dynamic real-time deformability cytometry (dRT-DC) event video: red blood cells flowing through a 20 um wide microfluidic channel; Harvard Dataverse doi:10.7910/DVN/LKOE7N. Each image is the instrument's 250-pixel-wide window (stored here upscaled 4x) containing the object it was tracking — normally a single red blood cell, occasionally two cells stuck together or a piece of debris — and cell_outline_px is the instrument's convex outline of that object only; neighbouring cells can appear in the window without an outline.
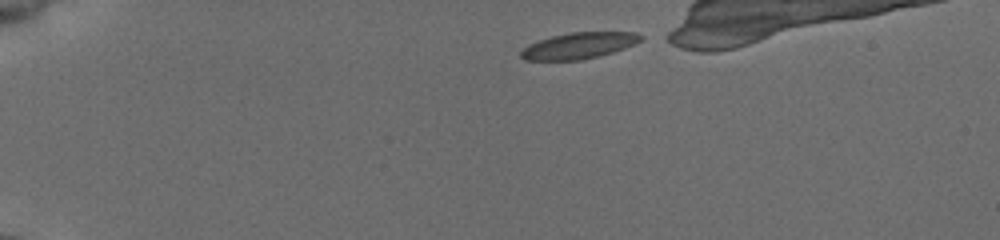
{"species": "common noctule bat (a hibernating species)", "species_latin": "Nyctalus noctula", "temperature_condition": "cold", "stored_images_in_passage": 38, "camera_frame_rate_fps": 3000, "um_per_image_px": 0.085, "animal": {"sex": "female", "body_mass_g": 19.5, "forearm_length_mm": 54.1}, "frame": {"image": 1, "passage_image": 1, "time_ms": 0.0, "image_size_px": [1000, 240], "cell_outline_px": [[644, 36], [636, 44], [612, 52], [580, 60], [524, 60], [520, 56], [520, 52], [528, 44], [552, 36], [568, 32], [636, 32]], "centroid_in_image_um": [49.2, 3.87], "position_along_channel_um": 35.8, "area_um2": 18.21}}
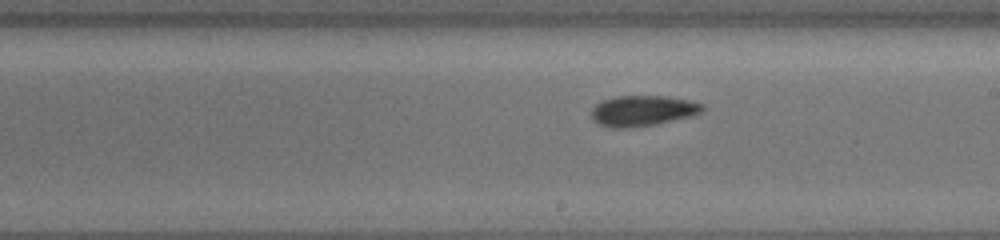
{"frame": {"image": 2, "passage_image": 22, "time_ms": 7.0, "image_size_px": [1000, 240], "cell_outline_px": [[704, 108], [700, 112], [692, 116], [656, 124], [624, 128], [612, 128], [600, 124], [592, 120], [592, 108], [600, 100], [616, 96], [668, 96], [688, 100], [704, 104]], "centroid_in_image_um": [54.61, 9.4], "position_along_channel_um": 234.4, "area_um2": 19.83}}
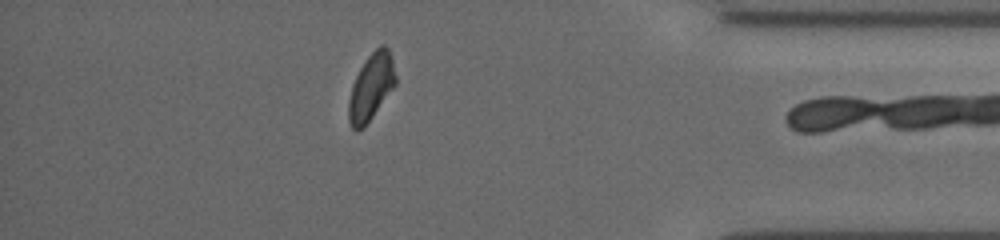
{"frame": {"image": 3, "passage_image": 37, "time_ms": 12.0, "image_size_px": [1000, 240], "cell_outline_px": [[396, 84], [372, 116], [356, 132], [352, 128], [348, 120], [348, 100], [352, 84], [360, 68], [368, 56], [380, 44], [384, 44], [388, 48], [392, 60], [396, 76]], "centroid_in_image_um": [31.53, 7.36], "position_along_channel_um": 403.7, "area_um2": 17.92}}